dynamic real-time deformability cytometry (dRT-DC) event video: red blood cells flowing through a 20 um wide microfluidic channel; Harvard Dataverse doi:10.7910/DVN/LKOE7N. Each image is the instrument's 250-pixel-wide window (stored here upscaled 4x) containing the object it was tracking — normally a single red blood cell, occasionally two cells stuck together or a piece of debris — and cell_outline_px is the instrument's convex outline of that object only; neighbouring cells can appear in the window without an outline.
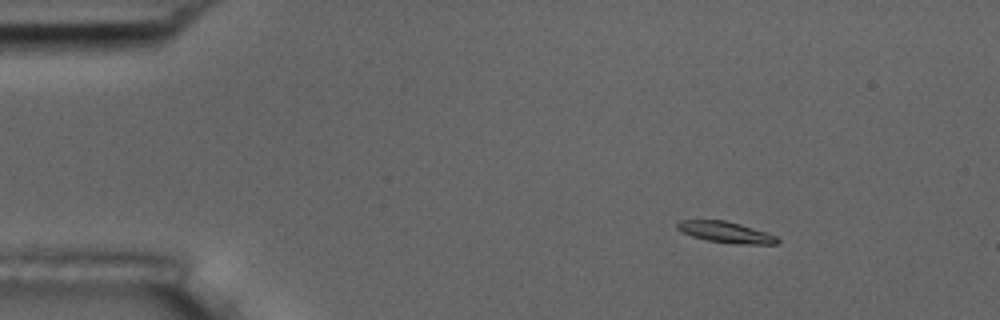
{"species": "common noctule bat (a hibernating species)", "species_latin": "Nyctalus noctula", "temperature_condition": "room temperature", "stored_images_in_passage": 10, "camera_frame_rate_fps": 3000, "um_per_image_px": 0.085, "animal": {"sex": "male", "body_mass_g": 17.5, "forearm_length_mm": 52.3}, "frame": {"image": 1, "passage_image": 2, "time_ms": 1.333, "image_size_px": [1000, 320], "cell_outline_px": [[780, 240], [776, 244], [744, 244], [708, 240], [692, 236], [676, 228], [676, 224], [680, 220], [724, 220], [740, 224], [768, 232], [776, 236]], "centroid_in_image_um": [61.72, 19.72], "position_along_channel_um": 23.3, "area_um2": 12.14}}
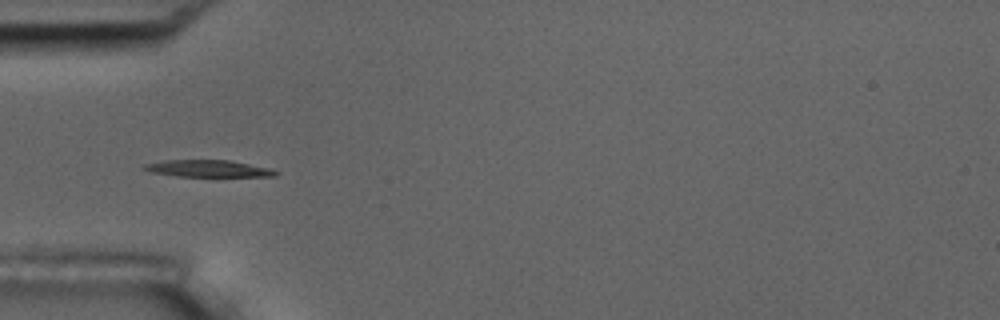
{"frame": {"image": 2, "passage_image": 5, "time_ms": 4.667, "image_size_px": [1000, 320], "cell_outline_px": [[280, 172], [276, 176], [176, 176], [152, 172], [144, 168], [144, 164], [164, 160], [228, 160], [268, 168]], "centroid_in_image_um": [17.69, 14.32], "position_along_channel_um": 67.3, "area_um2": 12.66}}
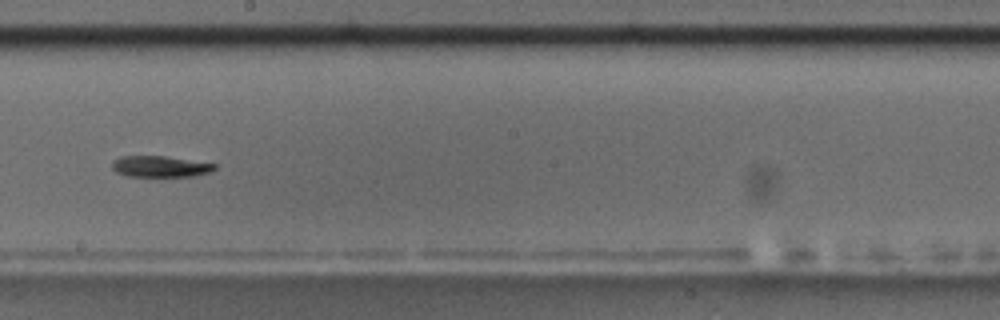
{"frame": {"image": 3, "passage_image": 9, "time_ms": 9.333, "image_size_px": [1000, 320], "cell_outline_px": [[216, 168], [208, 172], [192, 176], [128, 176], [116, 172], [112, 168], [112, 160], [124, 156], [164, 156], [216, 164]], "centroid_in_image_um": [13.58, 14.15], "position_along_channel_um": 234.6, "area_um2": 12.43}}